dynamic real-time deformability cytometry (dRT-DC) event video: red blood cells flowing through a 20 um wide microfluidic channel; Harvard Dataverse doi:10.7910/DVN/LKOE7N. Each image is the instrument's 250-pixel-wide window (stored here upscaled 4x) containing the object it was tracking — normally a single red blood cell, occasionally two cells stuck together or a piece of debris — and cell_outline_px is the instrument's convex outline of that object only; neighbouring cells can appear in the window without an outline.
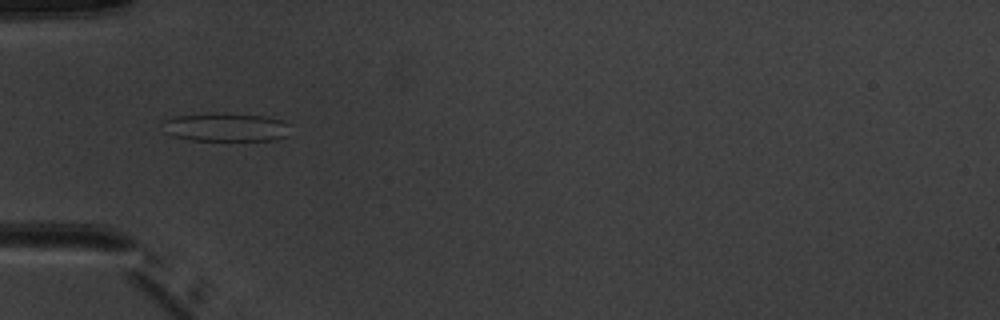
{"species": "common noctule bat (a hibernating species)", "species_latin": "Nyctalus noctula", "temperature_condition": "warm", "stored_images_in_passage": 7, "camera_frame_rate_fps": 3000, "um_per_image_px": 0.085, "animal": {"sex": "male", "body_mass_g": 20.1, "forearm_length_mm": 53.5}, "frame": {"image": 1, "passage_image": 4, "time_ms": 4.667, "image_size_px": [1000, 320], "cell_outline_px": [[288, 136], [276, 140], [188, 140], [172, 136], [164, 132], [160, 124], [160, 120], [176, 116], [216, 112], [224, 112], [268, 116], [280, 120], [288, 124]], "centroid_in_image_um": [19.12, 10.8], "position_along_channel_um": 65.9, "area_um2": 21.79}}
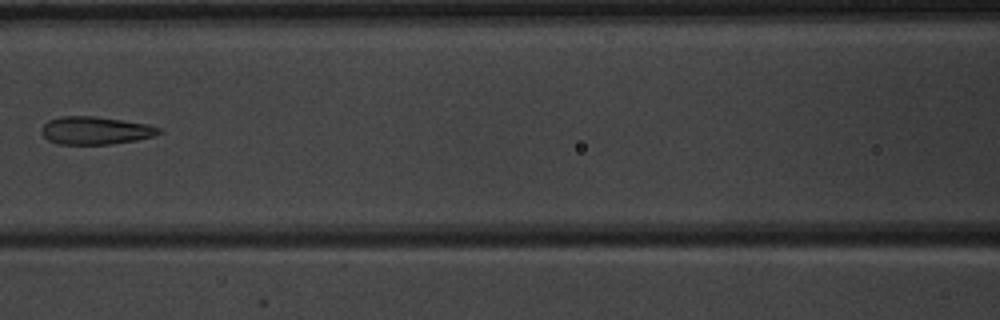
{"frame": {"image": 2, "passage_image": 6, "time_ms": 7.0, "image_size_px": [1000, 320], "cell_outline_px": [[164, 132], [156, 136], [136, 140], [112, 144], [60, 144], [48, 140], [40, 132], [44, 124], [48, 120], [60, 116], [96, 116], [148, 124], [160, 128]], "centroid_in_image_um": [8.14, 11.09], "position_along_channel_um": 158.5, "area_um2": 19.19}}
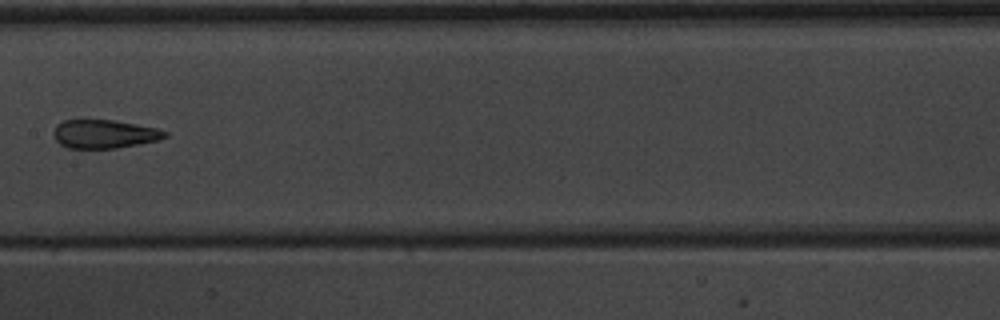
{"frame": {"image": 3, "passage_image": 7, "time_ms": 8.0, "image_size_px": [1000, 320], "cell_outline_px": [[168, 136], [160, 140], [140, 144], [116, 148], [68, 148], [60, 144], [52, 136], [52, 132], [56, 124], [64, 120], [80, 116], [116, 120], [156, 128], [168, 132]], "centroid_in_image_um": [8.8, 11.34], "position_along_channel_um": 198.6, "area_um2": 19.48}}